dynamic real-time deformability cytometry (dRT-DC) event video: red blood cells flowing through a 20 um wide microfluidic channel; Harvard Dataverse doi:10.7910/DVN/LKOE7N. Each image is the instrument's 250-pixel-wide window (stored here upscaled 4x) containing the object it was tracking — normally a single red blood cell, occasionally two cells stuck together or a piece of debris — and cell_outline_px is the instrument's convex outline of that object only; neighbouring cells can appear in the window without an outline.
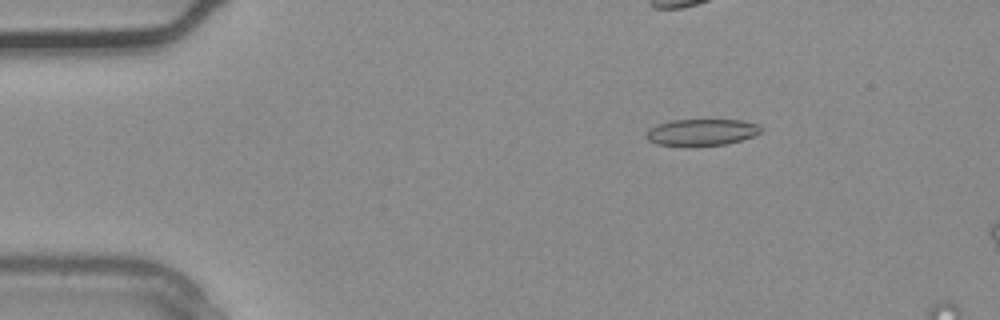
{"species": "common noctule bat (a hibernating species)", "species_latin": "Nyctalus noctula", "temperature_condition": "warm", "stored_images_in_passage": 2, "camera_frame_rate_fps": 3000, "um_per_image_px": 0.085, "animal": {"sex": "male", "body_mass_g": 20.4}, "frame": {"image": 1, "passage_image": 1, "time_ms": 0.0, "image_size_px": [1000, 320], "cell_outline_px": [[764, 128], [760, 132], [752, 136], [740, 140], [724, 144], [656, 144], [648, 140], [644, 136], [648, 128], [656, 124], [672, 120], [740, 120], [760, 124]], "centroid_in_image_um": [59.63, 11.2], "position_along_channel_um": 25.4, "area_um2": 17.4}}